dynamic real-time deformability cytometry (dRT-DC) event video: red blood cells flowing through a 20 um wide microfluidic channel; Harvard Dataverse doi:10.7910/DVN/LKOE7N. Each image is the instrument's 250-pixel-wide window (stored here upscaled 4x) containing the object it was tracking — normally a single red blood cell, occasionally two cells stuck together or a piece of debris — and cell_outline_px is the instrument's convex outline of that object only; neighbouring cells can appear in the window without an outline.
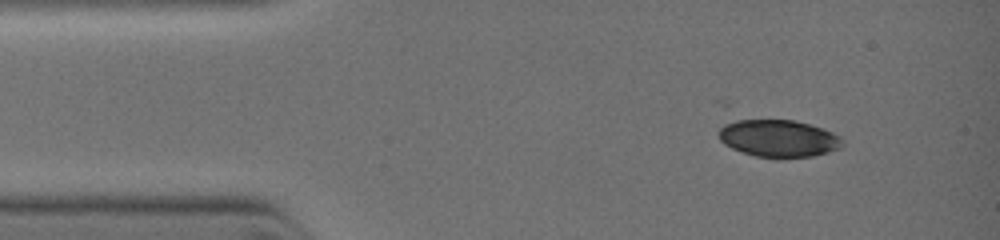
{"species": "common noctule bat (a hibernating species)", "species_latin": "Nyctalus noctula", "temperature_condition": "warm", "stored_images_in_passage": 2, "camera_frame_rate_fps": 3000, "um_per_image_px": 0.085, "animal": {"sex": "female", "body_mass_g": 19.0, "forearm_length_mm": 51.5}, "frame": {"image": 1, "passage_image": 1, "time_ms": 0.0, "image_size_px": [1000, 240], "cell_outline_px": [[844, 144], [840, 148], [828, 152], [812, 156], [756, 156], [732, 148], [724, 144], [720, 140], [720, 128], [724, 124], [736, 120], [796, 120], [832, 132], [840, 136], [844, 140]], "centroid_in_image_um": [66.2, 11.74], "position_along_channel_um": 18.8, "area_um2": 26.3}}